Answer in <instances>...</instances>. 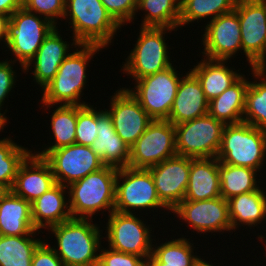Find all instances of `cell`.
I'll use <instances>...</instances> for the list:
<instances>
[{
    "label": "cell",
    "mask_w": 266,
    "mask_h": 266,
    "mask_svg": "<svg viewBox=\"0 0 266 266\" xmlns=\"http://www.w3.org/2000/svg\"><path fill=\"white\" fill-rule=\"evenodd\" d=\"M68 18V19H67ZM64 20H69L71 38L79 44L112 45L121 26L112 18L101 0H65Z\"/></svg>",
    "instance_id": "4"
},
{
    "label": "cell",
    "mask_w": 266,
    "mask_h": 266,
    "mask_svg": "<svg viewBox=\"0 0 266 266\" xmlns=\"http://www.w3.org/2000/svg\"><path fill=\"white\" fill-rule=\"evenodd\" d=\"M218 159L191 158L184 200L201 201L220 197Z\"/></svg>",
    "instance_id": "24"
},
{
    "label": "cell",
    "mask_w": 266,
    "mask_h": 266,
    "mask_svg": "<svg viewBox=\"0 0 266 266\" xmlns=\"http://www.w3.org/2000/svg\"><path fill=\"white\" fill-rule=\"evenodd\" d=\"M38 245L32 256L31 266H65L62 260L57 256L51 245L44 242Z\"/></svg>",
    "instance_id": "42"
},
{
    "label": "cell",
    "mask_w": 266,
    "mask_h": 266,
    "mask_svg": "<svg viewBox=\"0 0 266 266\" xmlns=\"http://www.w3.org/2000/svg\"><path fill=\"white\" fill-rule=\"evenodd\" d=\"M251 69L256 73L266 77V49L264 53L258 58V60L253 64Z\"/></svg>",
    "instance_id": "44"
},
{
    "label": "cell",
    "mask_w": 266,
    "mask_h": 266,
    "mask_svg": "<svg viewBox=\"0 0 266 266\" xmlns=\"http://www.w3.org/2000/svg\"><path fill=\"white\" fill-rule=\"evenodd\" d=\"M218 170L220 176L221 197L226 200L261 188L262 181H259L261 179H257L259 171L255 169L232 166L221 163L218 160Z\"/></svg>",
    "instance_id": "29"
},
{
    "label": "cell",
    "mask_w": 266,
    "mask_h": 266,
    "mask_svg": "<svg viewBox=\"0 0 266 266\" xmlns=\"http://www.w3.org/2000/svg\"><path fill=\"white\" fill-rule=\"evenodd\" d=\"M49 164L56 183L64 186L83 179L105 165L90 146L71 144L51 152H33Z\"/></svg>",
    "instance_id": "13"
},
{
    "label": "cell",
    "mask_w": 266,
    "mask_h": 266,
    "mask_svg": "<svg viewBox=\"0 0 266 266\" xmlns=\"http://www.w3.org/2000/svg\"><path fill=\"white\" fill-rule=\"evenodd\" d=\"M41 234L33 225L31 203L10 192L0 200V235Z\"/></svg>",
    "instance_id": "25"
},
{
    "label": "cell",
    "mask_w": 266,
    "mask_h": 266,
    "mask_svg": "<svg viewBox=\"0 0 266 266\" xmlns=\"http://www.w3.org/2000/svg\"><path fill=\"white\" fill-rule=\"evenodd\" d=\"M266 191L263 187L256 191L240 194L227 200L232 230L246 225L252 229L266 222ZM265 221V222H264ZM264 224H261V223Z\"/></svg>",
    "instance_id": "27"
},
{
    "label": "cell",
    "mask_w": 266,
    "mask_h": 266,
    "mask_svg": "<svg viewBox=\"0 0 266 266\" xmlns=\"http://www.w3.org/2000/svg\"><path fill=\"white\" fill-rule=\"evenodd\" d=\"M110 96V115L117 135L131 147L153 121L131 93L122 87Z\"/></svg>",
    "instance_id": "15"
},
{
    "label": "cell",
    "mask_w": 266,
    "mask_h": 266,
    "mask_svg": "<svg viewBox=\"0 0 266 266\" xmlns=\"http://www.w3.org/2000/svg\"><path fill=\"white\" fill-rule=\"evenodd\" d=\"M225 124L209 114L175 127L177 155L191 158L217 157Z\"/></svg>",
    "instance_id": "11"
},
{
    "label": "cell",
    "mask_w": 266,
    "mask_h": 266,
    "mask_svg": "<svg viewBox=\"0 0 266 266\" xmlns=\"http://www.w3.org/2000/svg\"><path fill=\"white\" fill-rule=\"evenodd\" d=\"M103 49L105 48L96 44H79L78 48L72 49L74 52L71 51L63 60L55 77L41 90V107L49 110L59 104L88 105L81 100L83 89L88 83V63Z\"/></svg>",
    "instance_id": "1"
},
{
    "label": "cell",
    "mask_w": 266,
    "mask_h": 266,
    "mask_svg": "<svg viewBox=\"0 0 266 266\" xmlns=\"http://www.w3.org/2000/svg\"><path fill=\"white\" fill-rule=\"evenodd\" d=\"M181 0H139L136 12H145L141 27L179 28Z\"/></svg>",
    "instance_id": "31"
},
{
    "label": "cell",
    "mask_w": 266,
    "mask_h": 266,
    "mask_svg": "<svg viewBox=\"0 0 266 266\" xmlns=\"http://www.w3.org/2000/svg\"><path fill=\"white\" fill-rule=\"evenodd\" d=\"M8 112L7 108L5 109V112H0V132L4 130L5 126L8 124L9 120L6 116V113Z\"/></svg>",
    "instance_id": "46"
},
{
    "label": "cell",
    "mask_w": 266,
    "mask_h": 266,
    "mask_svg": "<svg viewBox=\"0 0 266 266\" xmlns=\"http://www.w3.org/2000/svg\"><path fill=\"white\" fill-rule=\"evenodd\" d=\"M195 243H191L190 238L180 237L176 239L153 244L152 254L147 259V264H164V266H194L199 259L195 252ZM158 245V246H157ZM155 247V248H154Z\"/></svg>",
    "instance_id": "30"
},
{
    "label": "cell",
    "mask_w": 266,
    "mask_h": 266,
    "mask_svg": "<svg viewBox=\"0 0 266 266\" xmlns=\"http://www.w3.org/2000/svg\"><path fill=\"white\" fill-rule=\"evenodd\" d=\"M67 186L56 183L31 203L33 225L39 231L72 219Z\"/></svg>",
    "instance_id": "23"
},
{
    "label": "cell",
    "mask_w": 266,
    "mask_h": 266,
    "mask_svg": "<svg viewBox=\"0 0 266 266\" xmlns=\"http://www.w3.org/2000/svg\"><path fill=\"white\" fill-rule=\"evenodd\" d=\"M118 168L104 166L67 186L72 218L92 219L96 213L114 211Z\"/></svg>",
    "instance_id": "3"
},
{
    "label": "cell",
    "mask_w": 266,
    "mask_h": 266,
    "mask_svg": "<svg viewBox=\"0 0 266 266\" xmlns=\"http://www.w3.org/2000/svg\"><path fill=\"white\" fill-rule=\"evenodd\" d=\"M176 69L171 65L163 71L135 80V88H126L153 120L169 118L179 82L184 76Z\"/></svg>",
    "instance_id": "9"
},
{
    "label": "cell",
    "mask_w": 266,
    "mask_h": 266,
    "mask_svg": "<svg viewBox=\"0 0 266 266\" xmlns=\"http://www.w3.org/2000/svg\"><path fill=\"white\" fill-rule=\"evenodd\" d=\"M161 203L172 211L184 200L190 175V157L176 155L148 168Z\"/></svg>",
    "instance_id": "18"
},
{
    "label": "cell",
    "mask_w": 266,
    "mask_h": 266,
    "mask_svg": "<svg viewBox=\"0 0 266 266\" xmlns=\"http://www.w3.org/2000/svg\"><path fill=\"white\" fill-rule=\"evenodd\" d=\"M238 14L243 55L249 68L266 49V5L261 0H238Z\"/></svg>",
    "instance_id": "17"
},
{
    "label": "cell",
    "mask_w": 266,
    "mask_h": 266,
    "mask_svg": "<svg viewBox=\"0 0 266 266\" xmlns=\"http://www.w3.org/2000/svg\"><path fill=\"white\" fill-rule=\"evenodd\" d=\"M163 208V209H162ZM168 209L159 200L149 169L119 168L116 176L114 211L133 214L137 211Z\"/></svg>",
    "instance_id": "7"
},
{
    "label": "cell",
    "mask_w": 266,
    "mask_h": 266,
    "mask_svg": "<svg viewBox=\"0 0 266 266\" xmlns=\"http://www.w3.org/2000/svg\"><path fill=\"white\" fill-rule=\"evenodd\" d=\"M98 264L101 266H147V260L137 255L101 246Z\"/></svg>",
    "instance_id": "40"
},
{
    "label": "cell",
    "mask_w": 266,
    "mask_h": 266,
    "mask_svg": "<svg viewBox=\"0 0 266 266\" xmlns=\"http://www.w3.org/2000/svg\"><path fill=\"white\" fill-rule=\"evenodd\" d=\"M228 62L231 61L203 57L193 69H189L200 81L208 101L219 96L243 75L235 67L228 66Z\"/></svg>",
    "instance_id": "26"
},
{
    "label": "cell",
    "mask_w": 266,
    "mask_h": 266,
    "mask_svg": "<svg viewBox=\"0 0 266 266\" xmlns=\"http://www.w3.org/2000/svg\"><path fill=\"white\" fill-rule=\"evenodd\" d=\"M33 236L0 235V266H31L33 253L42 242Z\"/></svg>",
    "instance_id": "32"
},
{
    "label": "cell",
    "mask_w": 266,
    "mask_h": 266,
    "mask_svg": "<svg viewBox=\"0 0 266 266\" xmlns=\"http://www.w3.org/2000/svg\"><path fill=\"white\" fill-rule=\"evenodd\" d=\"M92 219L72 218L47 230L54 234L51 247L65 266H92L99 261L102 229ZM98 251V252H97Z\"/></svg>",
    "instance_id": "2"
},
{
    "label": "cell",
    "mask_w": 266,
    "mask_h": 266,
    "mask_svg": "<svg viewBox=\"0 0 266 266\" xmlns=\"http://www.w3.org/2000/svg\"><path fill=\"white\" fill-rule=\"evenodd\" d=\"M51 116V132L54 143L44 146L41 151L51 152L52 150L75 144L76 124H77V105H55Z\"/></svg>",
    "instance_id": "33"
},
{
    "label": "cell",
    "mask_w": 266,
    "mask_h": 266,
    "mask_svg": "<svg viewBox=\"0 0 266 266\" xmlns=\"http://www.w3.org/2000/svg\"><path fill=\"white\" fill-rule=\"evenodd\" d=\"M22 5L26 10L46 18L55 26L58 25V19L63 20L65 14V0H22Z\"/></svg>",
    "instance_id": "38"
},
{
    "label": "cell",
    "mask_w": 266,
    "mask_h": 266,
    "mask_svg": "<svg viewBox=\"0 0 266 266\" xmlns=\"http://www.w3.org/2000/svg\"><path fill=\"white\" fill-rule=\"evenodd\" d=\"M238 0H181L179 29L194 21L210 19L235 10Z\"/></svg>",
    "instance_id": "34"
},
{
    "label": "cell",
    "mask_w": 266,
    "mask_h": 266,
    "mask_svg": "<svg viewBox=\"0 0 266 266\" xmlns=\"http://www.w3.org/2000/svg\"><path fill=\"white\" fill-rule=\"evenodd\" d=\"M248 80L243 73L234 84L209 101L208 114L225 125L243 122Z\"/></svg>",
    "instance_id": "28"
},
{
    "label": "cell",
    "mask_w": 266,
    "mask_h": 266,
    "mask_svg": "<svg viewBox=\"0 0 266 266\" xmlns=\"http://www.w3.org/2000/svg\"><path fill=\"white\" fill-rule=\"evenodd\" d=\"M216 158L221 163L252 168L260 173L266 160V130L244 121L225 125Z\"/></svg>",
    "instance_id": "5"
},
{
    "label": "cell",
    "mask_w": 266,
    "mask_h": 266,
    "mask_svg": "<svg viewBox=\"0 0 266 266\" xmlns=\"http://www.w3.org/2000/svg\"><path fill=\"white\" fill-rule=\"evenodd\" d=\"M10 21V16L0 13V42H4L7 38L8 22Z\"/></svg>",
    "instance_id": "45"
},
{
    "label": "cell",
    "mask_w": 266,
    "mask_h": 266,
    "mask_svg": "<svg viewBox=\"0 0 266 266\" xmlns=\"http://www.w3.org/2000/svg\"><path fill=\"white\" fill-rule=\"evenodd\" d=\"M107 12L123 27L135 21L136 9L139 0H101Z\"/></svg>",
    "instance_id": "39"
},
{
    "label": "cell",
    "mask_w": 266,
    "mask_h": 266,
    "mask_svg": "<svg viewBox=\"0 0 266 266\" xmlns=\"http://www.w3.org/2000/svg\"><path fill=\"white\" fill-rule=\"evenodd\" d=\"M147 266H164V264H147Z\"/></svg>",
    "instance_id": "49"
},
{
    "label": "cell",
    "mask_w": 266,
    "mask_h": 266,
    "mask_svg": "<svg viewBox=\"0 0 266 266\" xmlns=\"http://www.w3.org/2000/svg\"><path fill=\"white\" fill-rule=\"evenodd\" d=\"M174 217L187 222L200 235L202 233L233 232L229 218L228 202L223 197L209 200H183L172 211ZM225 231V232H224Z\"/></svg>",
    "instance_id": "14"
},
{
    "label": "cell",
    "mask_w": 266,
    "mask_h": 266,
    "mask_svg": "<svg viewBox=\"0 0 266 266\" xmlns=\"http://www.w3.org/2000/svg\"><path fill=\"white\" fill-rule=\"evenodd\" d=\"M139 36L121 68L133 80L155 74L170 67L169 45L166 33L178 29L166 27H139ZM168 31V32H167Z\"/></svg>",
    "instance_id": "6"
},
{
    "label": "cell",
    "mask_w": 266,
    "mask_h": 266,
    "mask_svg": "<svg viewBox=\"0 0 266 266\" xmlns=\"http://www.w3.org/2000/svg\"><path fill=\"white\" fill-rule=\"evenodd\" d=\"M251 71L254 80L250 81L246 90L243 121L266 130V77Z\"/></svg>",
    "instance_id": "35"
},
{
    "label": "cell",
    "mask_w": 266,
    "mask_h": 266,
    "mask_svg": "<svg viewBox=\"0 0 266 266\" xmlns=\"http://www.w3.org/2000/svg\"><path fill=\"white\" fill-rule=\"evenodd\" d=\"M202 37V56L209 59L231 60L238 51L242 53L241 31L235 10L205 23Z\"/></svg>",
    "instance_id": "16"
},
{
    "label": "cell",
    "mask_w": 266,
    "mask_h": 266,
    "mask_svg": "<svg viewBox=\"0 0 266 266\" xmlns=\"http://www.w3.org/2000/svg\"><path fill=\"white\" fill-rule=\"evenodd\" d=\"M10 190L11 189L6 184L0 182V200L4 198Z\"/></svg>",
    "instance_id": "47"
},
{
    "label": "cell",
    "mask_w": 266,
    "mask_h": 266,
    "mask_svg": "<svg viewBox=\"0 0 266 266\" xmlns=\"http://www.w3.org/2000/svg\"><path fill=\"white\" fill-rule=\"evenodd\" d=\"M22 7V0H0V13L2 14L11 16Z\"/></svg>",
    "instance_id": "43"
},
{
    "label": "cell",
    "mask_w": 266,
    "mask_h": 266,
    "mask_svg": "<svg viewBox=\"0 0 266 266\" xmlns=\"http://www.w3.org/2000/svg\"><path fill=\"white\" fill-rule=\"evenodd\" d=\"M90 148L105 166H129L130 147L117 135L112 119L105 109H98V133Z\"/></svg>",
    "instance_id": "22"
},
{
    "label": "cell",
    "mask_w": 266,
    "mask_h": 266,
    "mask_svg": "<svg viewBox=\"0 0 266 266\" xmlns=\"http://www.w3.org/2000/svg\"><path fill=\"white\" fill-rule=\"evenodd\" d=\"M206 99L200 81L189 70L181 78L167 119L177 125L208 114Z\"/></svg>",
    "instance_id": "21"
},
{
    "label": "cell",
    "mask_w": 266,
    "mask_h": 266,
    "mask_svg": "<svg viewBox=\"0 0 266 266\" xmlns=\"http://www.w3.org/2000/svg\"><path fill=\"white\" fill-rule=\"evenodd\" d=\"M176 155L174 124L153 120L130 147L129 167L148 169Z\"/></svg>",
    "instance_id": "12"
},
{
    "label": "cell",
    "mask_w": 266,
    "mask_h": 266,
    "mask_svg": "<svg viewBox=\"0 0 266 266\" xmlns=\"http://www.w3.org/2000/svg\"><path fill=\"white\" fill-rule=\"evenodd\" d=\"M98 133V110L94 105H77L75 144L91 146Z\"/></svg>",
    "instance_id": "37"
},
{
    "label": "cell",
    "mask_w": 266,
    "mask_h": 266,
    "mask_svg": "<svg viewBox=\"0 0 266 266\" xmlns=\"http://www.w3.org/2000/svg\"><path fill=\"white\" fill-rule=\"evenodd\" d=\"M137 212L133 214L111 212L107 218L106 236L103 237L109 248L128 254L137 255L146 260L152 254L153 244L156 240L152 239V228L138 217ZM135 214V215H134ZM153 240L155 242H153Z\"/></svg>",
    "instance_id": "10"
},
{
    "label": "cell",
    "mask_w": 266,
    "mask_h": 266,
    "mask_svg": "<svg viewBox=\"0 0 266 266\" xmlns=\"http://www.w3.org/2000/svg\"><path fill=\"white\" fill-rule=\"evenodd\" d=\"M5 60V61H4ZM0 61V112L4 111L5 99L9 97V94L14 89L16 81H18L17 73L13 70L15 62L12 59H4ZM3 106V107H2Z\"/></svg>",
    "instance_id": "41"
},
{
    "label": "cell",
    "mask_w": 266,
    "mask_h": 266,
    "mask_svg": "<svg viewBox=\"0 0 266 266\" xmlns=\"http://www.w3.org/2000/svg\"><path fill=\"white\" fill-rule=\"evenodd\" d=\"M31 152L15 143L11 136L0 138V182L11 189L21 163Z\"/></svg>",
    "instance_id": "36"
},
{
    "label": "cell",
    "mask_w": 266,
    "mask_h": 266,
    "mask_svg": "<svg viewBox=\"0 0 266 266\" xmlns=\"http://www.w3.org/2000/svg\"><path fill=\"white\" fill-rule=\"evenodd\" d=\"M56 184L48 162L32 152L21 163L11 191L32 203Z\"/></svg>",
    "instance_id": "20"
},
{
    "label": "cell",
    "mask_w": 266,
    "mask_h": 266,
    "mask_svg": "<svg viewBox=\"0 0 266 266\" xmlns=\"http://www.w3.org/2000/svg\"><path fill=\"white\" fill-rule=\"evenodd\" d=\"M58 26H55L45 37L35 57L24 67V74L33 71V81L41 90L55 77L63 60L71 53L70 48H76L79 43L72 39L71 47L68 41L61 37ZM74 46V47H72Z\"/></svg>",
    "instance_id": "19"
},
{
    "label": "cell",
    "mask_w": 266,
    "mask_h": 266,
    "mask_svg": "<svg viewBox=\"0 0 266 266\" xmlns=\"http://www.w3.org/2000/svg\"><path fill=\"white\" fill-rule=\"evenodd\" d=\"M202 256L199 257V259L195 262L194 266H215L212 264L211 261H206L205 259L201 258ZM211 262V263H208Z\"/></svg>",
    "instance_id": "48"
},
{
    "label": "cell",
    "mask_w": 266,
    "mask_h": 266,
    "mask_svg": "<svg viewBox=\"0 0 266 266\" xmlns=\"http://www.w3.org/2000/svg\"><path fill=\"white\" fill-rule=\"evenodd\" d=\"M54 27L46 18L22 7L10 16L5 41L8 50L5 51H10L15 57L13 61H18L24 70Z\"/></svg>",
    "instance_id": "8"
}]
</instances>
